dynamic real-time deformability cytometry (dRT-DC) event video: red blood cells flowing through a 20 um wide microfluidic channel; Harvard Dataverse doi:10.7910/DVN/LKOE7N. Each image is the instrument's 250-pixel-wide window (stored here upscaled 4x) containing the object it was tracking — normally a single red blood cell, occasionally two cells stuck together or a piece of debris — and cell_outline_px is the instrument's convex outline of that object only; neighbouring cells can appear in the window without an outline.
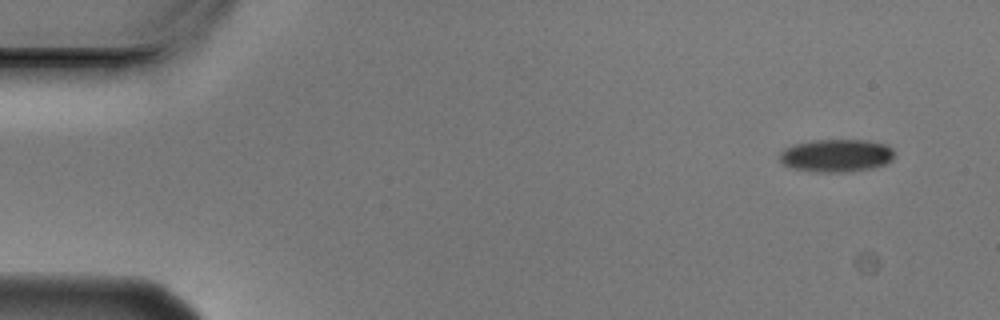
{"species": "Egyptian fruit bat (a non-hibernating species)", "species_latin": "Rousettus aegyptiacus", "temperature_condition": "cold", "stored_images_in_passage": 5, "camera_frame_rate_fps": 3000, "um_per_image_px": 0.085, "animal": {"sex": "male"}, "frame": {"image": 1, "passage_image": 1, "time_ms": 0.0, "image_size_px": [1000, 320], "cell_outline_px": [[896, 156], [892, 160], [884, 164], [872, 168], [844, 172], [816, 172], [792, 168], [784, 164], [780, 160], [780, 152], [784, 148], [796, 144], [812, 140], [868, 140], [888, 144], [896, 152]], "centroid_in_image_um": [71.14, 13.21], "position_along_channel_um": 13.9, "area_um2": 22.14}}
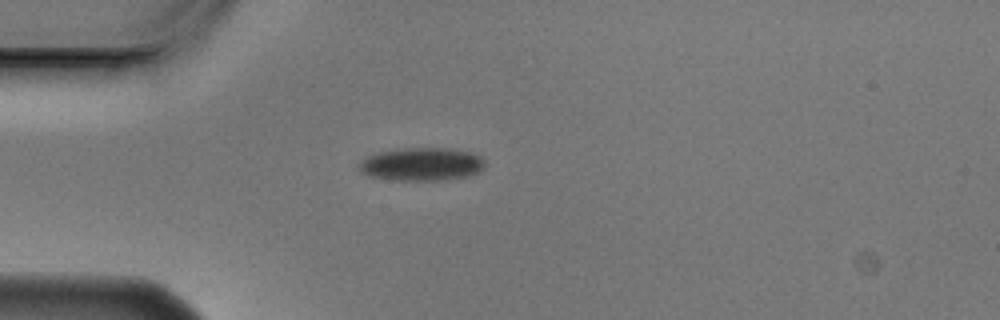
{"frame": {"image": 2, "passage_image": 4, "time_ms": 1.0, "image_size_px": [1000, 320], "cell_outline_px": [[484, 168], [480, 172], [472, 176], [444, 180], [392, 180], [368, 176], [360, 172], [356, 168], [356, 164], [368, 156], [380, 152], [408, 148], [448, 148], [468, 152], [480, 156], [484, 160]], "centroid_in_image_um": [35.83, 13.98], "position_along_channel_um": 49.2, "area_um2": 24.51}}